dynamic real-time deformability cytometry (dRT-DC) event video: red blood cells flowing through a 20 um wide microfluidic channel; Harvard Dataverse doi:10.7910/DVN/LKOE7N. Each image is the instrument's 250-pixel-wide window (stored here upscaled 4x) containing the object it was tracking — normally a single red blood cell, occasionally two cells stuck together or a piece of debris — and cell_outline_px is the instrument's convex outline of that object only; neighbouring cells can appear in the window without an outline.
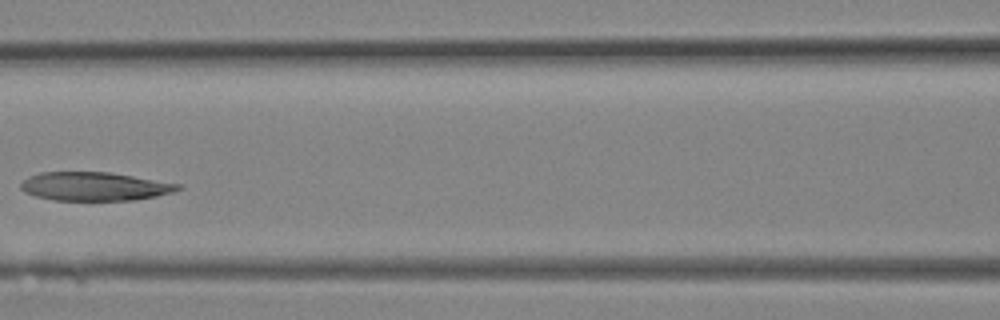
{"species": "Egyptian fruit bat (a non-hibernating species)", "species_latin": "Rousettus aegyptiacus", "temperature_condition": "room temperature", "stored_images_in_passage": 14, "camera_frame_rate_fps": 3000, "um_per_image_px": 0.085, "animal": {"sex": "female"}, "frame": {"image": 1, "passage_image": 10, "time_ms": 3.0, "image_size_px": [1000, 320], "cell_outline_px": [[184, 188], [172, 192], [156, 196], [136, 200], [52, 200], [36, 196], [24, 192], [20, 188], [20, 184], [28, 176], [40, 172], [108, 172], [180, 184]], "centroid_in_image_um": [8.02, 15.84], "position_along_channel_um": 158.6, "area_um2": 26.13}}
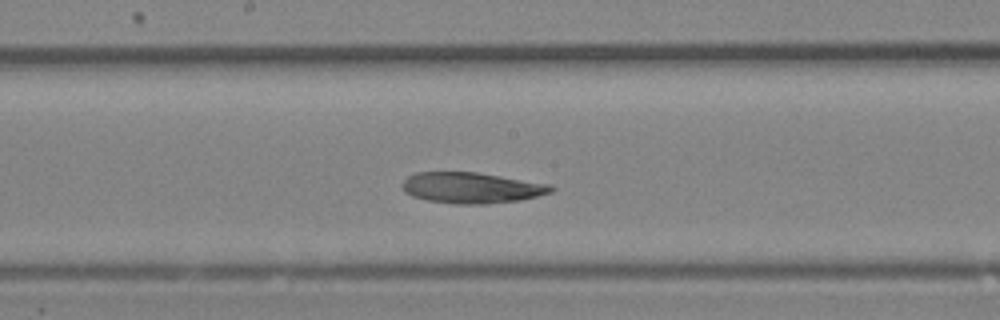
{"frame": {"image": 2, "passage_image": 12, "time_ms": 3.667, "image_size_px": [1000, 320], "cell_outline_px": [[556, 188], [552, 192], [520, 200], [488, 204], [456, 204], [428, 200], [412, 196], [404, 192], [400, 184], [408, 176], [416, 172], [476, 172], [552, 184]], "centroid_in_image_um": [40.08, 15.96], "position_along_channel_um": 208.1, "area_um2": 26.93}}
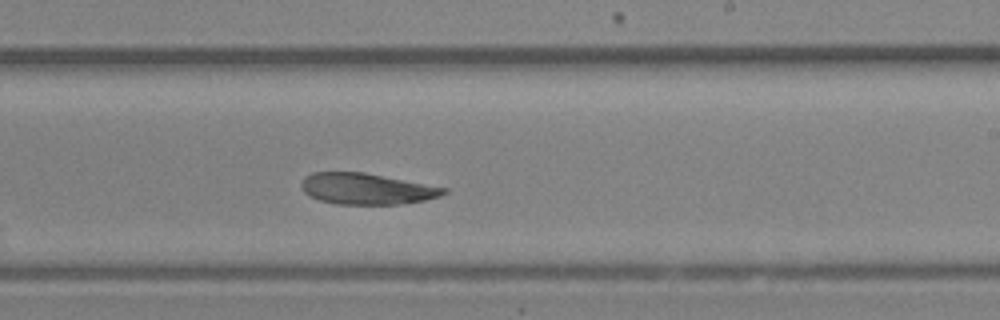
{"frame": {"image": 3, "passage_image": 14, "time_ms": 4.333, "image_size_px": [1000, 320], "cell_outline_px": [[448, 192], [440, 196], [424, 200], [400, 204], [336, 204], [320, 200], [308, 196], [304, 192], [300, 184], [304, 176], [312, 172], [364, 172], [448, 188]], "centroid_in_image_um": [31.14, 16.04], "position_along_channel_um": 257.9, "area_um2": 25.89}}